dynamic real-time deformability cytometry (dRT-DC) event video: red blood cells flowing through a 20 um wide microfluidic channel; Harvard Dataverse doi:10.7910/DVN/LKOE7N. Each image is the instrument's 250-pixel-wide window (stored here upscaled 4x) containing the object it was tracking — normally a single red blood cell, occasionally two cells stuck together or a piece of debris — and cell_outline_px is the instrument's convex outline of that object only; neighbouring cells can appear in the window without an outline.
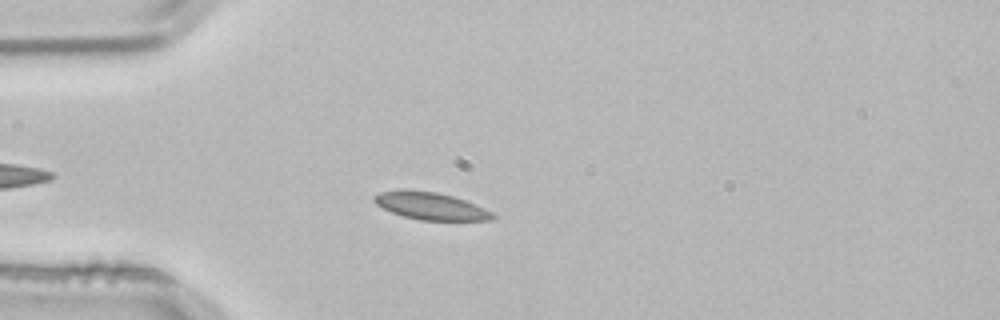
{"species": "common noctule bat (a hibernating species)", "species_latin": "Nyctalus noctula", "temperature_condition": "room temperature", "stored_images_in_passage": 3, "camera_frame_rate_fps": 3000, "um_per_image_px": 0.085, "animal": {"sex": "male", "body_mass_g": 21.5, "forearm_length_mm": 52.0}, "frame": {"image": 1, "passage_image": 3, "time_ms": 0.667, "image_size_px": [1000, 320], "cell_outline_px": [[496, 216], [492, 220], [420, 220], [404, 216], [392, 212], [376, 204], [372, 200], [372, 196], [380, 192], [436, 192], [452, 196], [464, 200], [484, 208], [492, 212]], "centroid_in_image_um": [36.65, 17.55], "position_along_channel_um": 48.4, "area_um2": 18.09}}